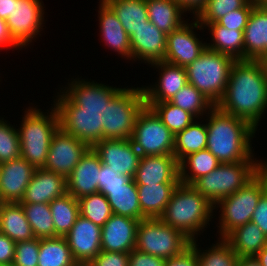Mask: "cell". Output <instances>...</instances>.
Here are the masks:
<instances>
[{
    "label": "cell",
    "mask_w": 267,
    "mask_h": 266,
    "mask_svg": "<svg viewBox=\"0 0 267 266\" xmlns=\"http://www.w3.org/2000/svg\"><path fill=\"white\" fill-rule=\"evenodd\" d=\"M85 80L76 78L68 82L69 86L57 93L53 105L59 127L92 147L105 139L106 107L122 88Z\"/></svg>",
    "instance_id": "1"
},
{
    "label": "cell",
    "mask_w": 267,
    "mask_h": 266,
    "mask_svg": "<svg viewBox=\"0 0 267 266\" xmlns=\"http://www.w3.org/2000/svg\"><path fill=\"white\" fill-rule=\"evenodd\" d=\"M221 111L246 120L256 130L267 109V77L257 60L235 61L221 101Z\"/></svg>",
    "instance_id": "2"
},
{
    "label": "cell",
    "mask_w": 267,
    "mask_h": 266,
    "mask_svg": "<svg viewBox=\"0 0 267 266\" xmlns=\"http://www.w3.org/2000/svg\"><path fill=\"white\" fill-rule=\"evenodd\" d=\"M206 121V149L220 163L258 161L253 158L251 147V140L257 130L246 120L225 113L215 106L209 111Z\"/></svg>",
    "instance_id": "3"
},
{
    "label": "cell",
    "mask_w": 267,
    "mask_h": 266,
    "mask_svg": "<svg viewBox=\"0 0 267 266\" xmlns=\"http://www.w3.org/2000/svg\"><path fill=\"white\" fill-rule=\"evenodd\" d=\"M213 210V204L192 185L179 183L159 219L193 241L209 225Z\"/></svg>",
    "instance_id": "4"
},
{
    "label": "cell",
    "mask_w": 267,
    "mask_h": 266,
    "mask_svg": "<svg viewBox=\"0 0 267 266\" xmlns=\"http://www.w3.org/2000/svg\"><path fill=\"white\" fill-rule=\"evenodd\" d=\"M50 109L45 114L37 107L26 108L18 128L20 156L36 169L44 167L52 137L59 128L57 110L54 106Z\"/></svg>",
    "instance_id": "5"
},
{
    "label": "cell",
    "mask_w": 267,
    "mask_h": 266,
    "mask_svg": "<svg viewBox=\"0 0 267 266\" xmlns=\"http://www.w3.org/2000/svg\"><path fill=\"white\" fill-rule=\"evenodd\" d=\"M267 161L220 163L212 172L197 179L192 186L213 206L251 181Z\"/></svg>",
    "instance_id": "6"
},
{
    "label": "cell",
    "mask_w": 267,
    "mask_h": 266,
    "mask_svg": "<svg viewBox=\"0 0 267 266\" xmlns=\"http://www.w3.org/2000/svg\"><path fill=\"white\" fill-rule=\"evenodd\" d=\"M235 60L209 48L186 67L188 83L192 84L215 106L221 101Z\"/></svg>",
    "instance_id": "7"
},
{
    "label": "cell",
    "mask_w": 267,
    "mask_h": 266,
    "mask_svg": "<svg viewBox=\"0 0 267 266\" xmlns=\"http://www.w3.org/2000/svg\"><path fill=\"white\" fill-rule=\"evenodd\" d=\"M267 190V165L244 187L219 200V238H225L236 227L251 221L261 195ZM217 206V207H216Z\"/></svg>",
    "instance_id": "8"
},
{
    "label": "cell",
    "mask_w": 267,
    "mask_h": 266,
    "mask_svg": "<svg viewBox=\"0 0 267 266\" xmlns=\"http://www.w3.org/2000/svg\"><path fill=\"white\" fill-rule=\"evenodd\" d=\"M190 243L182 232L159 218L140 220L137 226L135 249L165 260L181 254Z\"/></svg>",
    "instance_id": "9"
},
{
    "label": "cell",
    "mask_w": 267,
    "mask_h": 266,
    "mask_svg": "<svg viewBox=\"0 0 267 266\" xmlns=\"http://www.w3.org/2000/svg\"><path fill=\"white\" fill-rule=\"evenodd\" d=\"M145 106L142 87L122 88L106 107L105 139H131L136 118Z\"/></svg>",
    "instance_id": "10"
},
{
    "label": "cell",
    "mask_w": 267,
    "mask_h": 266,
    "mask_svg": "<svg viewBox=\"0 0 267 266\" xmlns=\"http://www.w3.org/2000/svg\"><path fill=\"white\" fill-rule=\"evenodd\" d=\"M175 135L147 106L138 114L131 141L141 157L173 155Z\"/></svg>",
    "instance_id": "11"
},
{
    "label": "cell",
    "mask_w": 267,
    "mask_h": 266,
    "mask_svg": "<svg viewBox=\"0 0 267 266\" xmlns=\"http://www.w3.org/2000/svg\"><path fill=\"white\" fill-rule=\"evenodd\" d=\"M41 1L15 0L11 16L6 19L12 37L22 48L29 46L44 27L45 12Z\"/></svg>",
    "instance_id": "12"
},
{
    "label": "cell",
    "mask_w": 267,
    "mask_h": 266,
    "mask_svg": "<svg viewBox=\"0 0 267 266\" xmlns=\"http://www.w3.org/2000/svg\"><path fill=\"white\" fill-rule=\"evenodd\" d=\"M90 146L60 127L54 133L44 169L67 178Z\"/></svg>",
    "instance_id": "13"
},
{
    "label": "cell",
    "mask_w": 267,
    "mask_h": 266,
    "mask_svg": "<svg viewBox=\"0 0 267 266\" xmlns=\"http://www.w3.org/2000/svg\"><path fill=\"white\" fill-rule=\"evenodd\" d=\"M194 28L204 29L195 19L193 23L187 21L167 35L164 61L186 68L201 55L207 44L199 40Z\"/></svg>",
    "instance_id": "14"
},
{
    "label": "cell",
    "mask_w": 267,
    "mask_h": 266,
    "mask_svg": "<svg viewBox=\"0 0 267 266\" xmlns=\"http://www.w3.org/2000/svg\"><path fill=\"white\" fill-rule=\"evenodd\" d=\"M92 148L101 163L111 166L119 174L134 178L141 156L131 139H102Z\"/></svg>",
    "instance_id": "15"
},
{
    "label": "cell",
    "mask_w": 267,
    "mask_h": 266,
    "mask_svg": "<svg viewBox=\"0 0 267 266\" xmlns=\"http://www.w3.org/2000/svg\"><path fill=\"white\" fill-rule=\"evenodd\" d=\"M101 227L79 215L66 234L71 254L77 263H90L101 252Z\"/></svg>",
    "instance_id": "16"
},
{
    "label": "cell",
    "mask_w": 267,
    "mask_h": 266,
    "mask_svg": "<svg viewBox=\"0 0 267 266\" xmlns=\"http://www.w3.org/2000/svg\"><path fill=\"white\" fill-rule=\"evenodd\" d=\"M36 168L21 156L0 164V196L2 203H19L24 197Z\"/></svg>",
    "instance_id": "17"
},
{
    "label": "cell",
    "mask_w": 267,
    "mask_h": 266,
    "mask_svg": "<svg viewBox=\"0 0 267 266\" xmlns=\"http://www.w3.org/2000/svg\"><path fill=\"white\" fill-rule=\"evenodd\" d=\"M129 38L131 60H142L147 64L164 61L167 35L149 20Z\"/></svg>",
    "instance_id": "18"
},
{
    "label": "cell",
    "mask_w": 267,
    "mask_h": 266,
    "mask_svg": "<svg viewBox=\"0 0 267 266\" xmlns=\"http://www.w3.org/2000/svg\"><path fill=\"white\" fill-rule=\"evenodd\" d=\"M140 220L113 214L101 227V251L130 253Z\"/></svg>",
    "instance_id": "19"
},
{
    "label": "cell",
    "mask_w": 267,
    "mask_h": 266,
    "mask_svg": "<svg viewBox=\"0 0 267 266\" xmlns=\"http://www.w3.org/2000/svg\"><path fill=\"white\" fill-rule=\"evenodd\" d=\"M151 67L159 69V81L155 85L142 86L145 103H158L170 101L174 95L188 84L187 71L185 67L174 65L166 61L150 64Z\"/></svg>",
    "instance_id": "20"
},
{
    "label": "cell",
    "mask_w": 267,
    "mask_h": 266,
    "mask_svg": "<svg viewBox=\"0 0 267 266\" xmlns=\"http://www.w3.org/2000/svg\"><path fill=\"white\" fill-rule=\"evenodd\" d=\"M101 161L98 154L90 147L72 173L66 178L67 193L75 199L97 193Z\"/></svg>",
    "instance_id": "21"
},
{
    "label": "cell",
    "mask_w": 267,
    "mask_h": 266,
    "mask_svg": "<svg viewBox=\"0 0 267 266\" xmlns=\"http://www.w3.org/2000/svg\"><path fill=\"white\" fill-rule=\"evenodd\" d=\"M133 180L136 185L179 184V163L174 155L141 157Z\"/></svg>",
    "instance_id": "22"
},
{
    "label": "cell",
    "mask_w": 267,
    "mask_h": 266,
    "mask_svg": "<svg viewBox=\"0 0 267 266\" xmlns=\"http://www.w3.org/2000/svg\"><path fill=\"white\" fill-rule=\"evenodd\" d=\"M65 193L67 190L64 176L44 168H37L19 203H50Z\"/></svg>",
    "instance_id": "23"
},
{
    "label": "cell",
    "mask_w": 267,
    "mask_h": 266,
    "mask_svg": "<svg viewBox=\"0 0 267 266\" xmlns=\"http://www.w3.org/2000/svg\"><path fill=\"white\" fill-rule=\"evenodd\" d=\"M98 10L100 34L106 46L122 58L131 60L130 38L112 8L100 0Z\"/></svg>",
    "instance_id": "24"
},
{
    "label": "cell",
    "mask_w": 267,
    "mask_h": 266,
    "mask_svg": "<svg viewBox=\"0 0 267 266\" xmlns=\"http://www.w3.org/2000/svg\"><path fill=\"white\" fill-rule=\"evenodd\" d=\"M267 51V9L255 6L244 29V60H258Z\"/></svg>",
    "instance_id": "25"
},
{
    "label": "cell",
    "mask_w": 267,
    "mask_h": 266,
    "mask_svg": "<svg viewBox=\"0 0 267 266\" xmlns=\"http://www.w3.org/2000/svg\"><path fill=\"white\" fill-rule=\"evenodd\" d=\"M210 31L212 43L207 48L232 57L235 61L244 60V30L228 29L217 22L199 23Z\"/></svg>",
    "instance_id": "26"
},
{
    "label": "cell",
    "mask_w": 267,
    "mask_h": 266,
    "mask_svg": "<svg viewBox=\"0 0 267 266\" xmlns=\"http://www.w3.org/2000/svg\"><path fill=\"white\" fill-rule=\"evenodd\" d=\"M224 239L238 257H255L267 245V237L252 221L236 227Z\"/></svg>",
    "instance_id": "27"
},
{
    "label": "cell",
    "mask_w": 267,
    "mask_h": 266,
    "mask_svg": "<svg viewBox=\"0 0 267 266\" xmlns=\"http://www.w3.org/2000/svg\"><path fill=\"white\" fill-rule=\"evenodd\" d=\"M146 4L148 20L166 35L187 22L182 17L186 11L174 0H146Z\"/></svg>",
    "instance_id": "28"
},
{
    "label": "cell",
    "mask_w": 267,
    "mask_h": 266,
    "mask_svg": "<svg viewBox=\"0 0 267 266\" xmlns=\"http://www.w3.org/2000/svg\"><path fill=\"white\" fill-rule=\"evenodd\" d=\"M142 216L145 219L159 218L165 210L178 184L136 185Z\"/></svg>",
    "instance_id": "29"
},
{
    "label": "cell",
    "mask_w": 267,
    "mask_h": 266,
    "mask_svg": "<svg viewBox=\"0 0 267 266\" xmlns=\"http://www.w3.org/2000/svg\"><path fill=\"white\" fill-rule=\"evenodd\" d=\"M0 232L15 243L35 238L22 205L15 202L0 204Z\"/></svg>",
    "instance_id": "30"
},
{
    "label": "cell",
    "mask_w": 267,
    "mask_h": 266,
    "mask_svg": "<svg viewBox=\"0 0 267 266\" xmlns=\"http://www.w3.org/2000/svg\"><path fill=\"white\" fill-rule=\"evenodd\" d=\"M107 197L113 214L134 218L137 220H144L142 216L137 186L133 179H131L123 187L107 188Z\"/></svg>",
    "instance_id": "31"
},
{
    "label": "cell",
    "mask_w": 267,
    "mask_h": 266,
    "mask_svg": "<svg viewBox=\"0 0 267 266\" xmlns=\"http://www.w3.org/2000/svg\"><path fill=\"white\" fill-rule=\"evenodd\" d=\"M130 37L148 21L146 0H104Z\"/></svg>",
    "instance_id": "32"
},
{
    "label": "cell",
    "mask_w": 267,
    "mask_h": 266,
    "mask_svg": "<svg viewBox=\"0 0 267 266\" xmlns=\"http://www.w3.org/2000/svg\"><path fill=\"white\" fill-rule=\"evenodd\" d=\"M219 164L218 159L207 149L189 154L179 163L180 183L192 185L197 179L212 172Z\"/></svg>",
    "instance_id": "33"
},
{
    "label": "cell",
    "mask_w": 267,
    "mask_h": 266,
    "mask_svg": "<svg viewBox=\"0 0 267 266\" xmlns=\"http://www.w3.org/2000/svg\"><path fill=\"white\" fill-rule=\"evenodd\" d=\"M54 224V238L65 237L76 222L79 212L78 199L69 193L49 203Z\"/></svg>",
    "instance_id": "34"
},
{
    "label": "cell",
    "mask_w": 267,
    "mask_h": 266,
    "mask_svg": "<svg viewBox=\"0 0 267 266\" xmlns=\"http://www.w3.org/2000/svg\"><path fill=\"white\" fill-rule=\"evenodd\" d=\"M193 122L175 135L173 155L180 163L187 155L204 150L207 147L206 124Z\"/></svg>",
    "instance_id": "35"
},
{
    "label": "cell",
    "mask_w": 267,
    "mask_h": 266,
    "mask_svg": "<svg viewBox=\"0 0 267 266\" xmlns=\"http://www.w3.org/2000/svg\"><path fill=\"white\" fill-rule=\"evenodd\" d=\"M76 263L65 237L40 238L37 266H74Z\"/></svg>",
    "instance_id": "36"
},
{
    "label": "cell",
    "mask_w": 267,
    "mask_h": 266,
    "mask_svg": "<svg viewBox=\"0 0 267 266\" xmlns=\"http://www.w3.org/2000/svg\"><path fill=\"white\" fill-rule=\"evenodd\" d=\"M145 104L174 135L197 120L193 114L173 105L169 101Z\"/></svg>",
    "instance_id": "37"
},
{
    "label": "cell",
    "mask_w": 267,
    "mask_h": 266,
    "mask_svg": "<svg viewBox=\"0 0 267 266\" xmlns=\"http://www.w3.org/2000/svg\"><path fill=\"white\" fill-rule=\"evenodd\" d=\"M196 240L191 241L190 245L196 251L198 266H236L238 256L231 248L230 244L224 239L219 238L218 242L211 245L208 250H201Z\"/></svg>",
    "instance_id": "38"
},
{
    "label": "cell",
    "mask_w": 267,
    "mask_h": 266,
    "mask_svg": "<svg viewBox=\"0 0 267 266\" xmlns=\"http://www.w3.org/2000/svg\"><path fill=\"white\" fill-rule=\"evenodd\" d=\"M35 238H54V224L49 203L21 204Z\"/></svg>",
    "instance_id": "39"
},
{
    "label": "cell",
    "mask_w": 267,
    "mask_h": 266,
    "mask_svg": "<svg viewBox=\"0 0 267 266\" xmlns=\"http://www.w3.org/2000/svg\"><path fill=\"white\" fill-rule=\"evenodd\" d=\"M169 102L190 112L197 119L204 114H208L215 107L210 100L190 83L180 89Z\"/></svg>",
    "instance_id": "40"
},
{
    "label": "cell",
    "mask_w": 267,
    "mask_h": 266,
    "mask_svg": "<svg viewBox=\"0 0 267 266\" xmlns=\"http://www.w3.org/2000/svg\"><path fill=\"white\" fill-rule=\"evenodd\" d=\"M79 212L84 218L102 227L113 215L107 197L100 193H93L78 199Z\"/></svg>",
    "instance_id": "41"
},
{
    "label": "cell",
    "mask_w": 267,
    "mask_h": 266,
    "mask_svg": "<svg viewBox=\"0 0 267 266\" xmlns=\"http://www.w3.org/2000/svg\"><path fill=\"white\" fill-rule=\"evenodd\" d=\"M249 0H207L205 6L193 17L198 23H215L228 13L242 8Z\"/></svg>",
    "instance_id": "42"
},
{
    "label": "cell",
    "mask_w": 267,
    "mask_h": 266,
    "mask_svg": "<svg viewBox=\"0 0 267 266\" xmlns=\"http://www.w3.org/2000/svg\"><path fill=\"white\" fill-rule=\"evenodd\" d=\"M18 129L0 118V164L20 157Z\"/></svg>",
    "instance_id": "43"
},
{
    "label": "cell",
    "mask_w": 267,
    "mask_h": 266,
    "mask_svg": "<svg viewBox=\"0 0 267 266\" xmlns=\"http://www.w3.org/2000/svg\"><path fill=\"white\" fill-rule=\"evenodd\" d=\"M39 246V238L17 242L12 266H37Z\"/></svg>",
    "instance_id": "44"
},
{
    "label": "cell",
    "mask_w": 267,
    "mask_h": 266,
    "mask_svg": "<svg viewBox=\"0 0 267 266\" xmlns=\"http://www.w3.org/2000/svg\"><path fill=\"white\" fill-rule=\"evenodd\" d=\"M255 6L256 5L253 3V1L249 0L242 8L228 13L219 19L217 23L230 30H244L252 9Z\"/></svg>",
    "instance_id": "45"
},
{
    "label": "cell",
    "mask_w": 267,
    "mask_h": 266,
    "mask_svg": "<svg viewBox=\"0 0 267 266\" xmlns=\"http://www.w3.org/2000/svg\"><path fill=\"white\" fill-rule=\"evenodd\" d=\"M131 179L129 176L119 174L111 166L101 163L98 191L102 194H107V188L123 187Z\"/></svg>",
    "instance_id": "46"
},
{
    "label": "cell",
    "mask_w": 267,
    "mask_h": 266,
    "mask_svg": "<svg viewBox=\"0 0 267 266\" xmlns=\"http://www.w3.org/2000/svg\"><path fill=\"white\" fill-rule=\"evenodd\" d=\"M129 253L101 251L90 266H128Z\"/></svg>",
    "instance_id": "47"
},
{
    "label": "cell",
    "mask_w": 267,
    "mask_h": 266,
    "mask_svg": "<svg viewBox=\"0 0 267 266\" xmlns=\"http://www.w3.org/2000/svg\"><path fill=\"white\" fill-rule=\"evenodd\" d=\"M165 262L166 260L161 257L153 256L134 248L129 253L128 266H164Z\"/></svg>",
    "instance_id": "48"
},
{
    "label": "cell",
    "mask_w": 267,
    "mask_h": 266,
    "mask_svg": "<svg viewBox=\"0 0 267 266\" xmlns=\"http://www.w3.org/2000/svg\"><path fill=\"white\" fill-rule=\"evenodd\" d=\"M251 221L255 223L267 237V190L261 195Z\"/></svg>",
    "instance_id": "49"
},
{
    "label": "cell",
    "mask_w": 267,
    "mask_h": 266,
    "mask_svg": "<svg viewBox=\"0 0 267 266\" xmlns=\"http://www.w3.org/2000/svg\"><path fill=\"white\" fill-rule=\"evenodd\" d=\"M164 266H198L196 251L190 245L181 254L166 259Z\"/></svg>",
    "instance_id": "50"
},
{
    "label": "cell",
    "mask_w": 267,
    "mask_h": 266,
    "mask_svg": "<svg viewBox=\"0 0 267 266\" xmlns=\"http://www.w3.org/2000/svg\"><path fill=\"white\" fill-rule=\"evenodd\" d=\"M16 243L0 232V265L12 266Z\"/></svg>",
    "instance_id": "51"
},
{
    "label": "cell",
    "mask_w": 267,
    "mask_h": 266,
    "mask_svg": "<svg viewBox=\"0 0 267 266\" xmlns=\"http://www.w3.org/2000/svg\"><path fill=\"white\" fill-rule=\"evenodd\" d=\"M0 47L1 48H20L22 49V47L14 40V38L12 37L9 27L6 23V20H3L0 18Z\"/></svg>",
    "instance_id": "52"
},
{
    "label": "cell",
    "mask_w": 267,
    "mask_h": 266,
    "mask_svg": "<svg viewBox=\"0 0 267 266\" xmlns=\"http://www.w3.org/2000/svg\"><path fill=\"white\" fill-rule=\"evenodd\" d=\"M178 2L181 7L186 11L192 13L195 17L199 11L205 6L207 0H174ZM192 11V12H191Z\"/></svg>",
    "instance_id": "53"
},
{
    "label": "cell",
    "mask_w": 267,
    "mask_h": 266,
    "mask_svg": "<svg viewBox=\"0 0 267 266\" xmlns=\"http://www.w3.org/2000/svg\"><path fill=\"white\" fill-rule=\"evenodd\" d=\"M13 2L15 0L3 1L0 2V18L6 20L9 16H11L13 9Z\"/></svg>",
    "instance_id": "54"
},
{
    "label": "cell",
    "mask_w": 267,
    "mask_h": 266,
    "mask_svg": "<svg viewBox=\"0 0 267 266\" xmlns=\"http://www.w3.org/2000/svg\"><path fill=\"white\" fill-rule=\"evenodd\" d=\"M236 266H261L256 257H238Z\"/></svg>",
    "instance_id": "55"
},
{
    "label": "cell",
    "mask_w": 267,
    "mask_h": 266,
    "mask_svg": "<svg viewBox=\"0 0 267 266\" xmlns=\"http://www.w3.org/2000/svg\"><path fill=\"white\" fill-rule=\"evenodd\" d=\"M255 257L261 266H267V245Z\"/></svg>",
    "instance_id": "56"
},
{
    "label": "cell",
    "mask_w": 267,
    "mask_h": 266,
    "mask_svg": "<svg viewBox=\"0 0 267 266\" xmlns=\"http://www.w3.org/2000/svg\"><path fill=\"white\" fill-rule=\"evenodd\" d=\"M257 61L262 66L264 75L267 77V51Z\"/></svg>",
    "instance_id": "57"
},
{
    "label": "cell",
    "mask_w": 267,
    "mask_h": 266,
    "mask_svg": "<svg viewBox=\"0 0 267 266\" xmlns=\"http://www.w3.org/2000/svg\"><path fill=\"white\" fill-rule=\"evenodd\" d=\"M252 1L256 6L267 9V0H252Z\"/></svg>",
    "instance_id": "58"
},
{
    "label": "cell",
    "mask_w": 267,
    "mask_h": 266,
    "mask_svg": "<svg viewBox=\"0 0 267 266\" xmlns=\"http://www.w3.org/2000/svg\"><path fill=\"white\" fill-rule=\"evenodd\" d=\"M74 266H90L89 263H76Z\"/></svg>",
    "instance_id": "59"
}]
</instances>
